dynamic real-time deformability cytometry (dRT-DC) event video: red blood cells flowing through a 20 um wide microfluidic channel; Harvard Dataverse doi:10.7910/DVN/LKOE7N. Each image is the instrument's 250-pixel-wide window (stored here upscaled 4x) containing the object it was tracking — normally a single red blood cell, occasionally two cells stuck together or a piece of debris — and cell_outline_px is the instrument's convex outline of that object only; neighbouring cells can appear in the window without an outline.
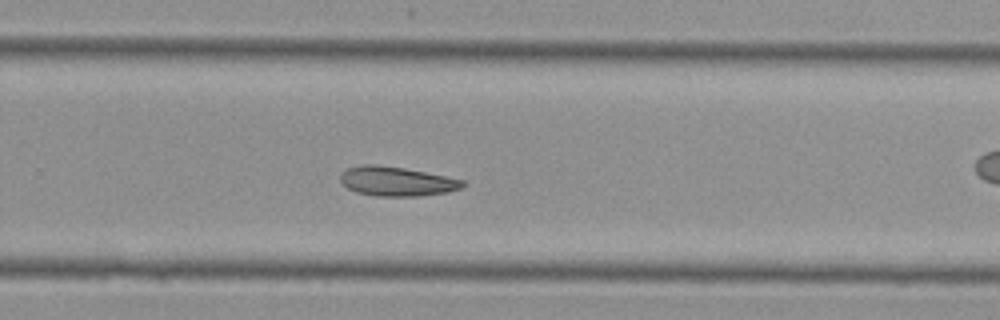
{"species": "Egyptian fruit bat (a non-hibernating species)", "species_latin": "Rousettus aegyptiacus", "temperature_condition": "cold", "stored_images_in_passage": 26, "camera_frame_rate_fps": 3000, "um_per_image_px": 0.085, "animal": {"sex": "female"}, "frame": {"image": 1, "passage_image": 15, "time_ms": 4.667, "image_size_px": [1000, 320], "cell_outline_px": [[468, 184], [460, 188], [448, 192], [420, 196], [376, 196], [356, 192], [348, 188], [340, 180], [340, 176], [348, 168], [364, 164], [376, 164], [404, 168], [464, 180]], "centroid_in_image_um": [33.74, 15.42], "position_along_channel_um": 296.1, "area_um2": 20.81}}